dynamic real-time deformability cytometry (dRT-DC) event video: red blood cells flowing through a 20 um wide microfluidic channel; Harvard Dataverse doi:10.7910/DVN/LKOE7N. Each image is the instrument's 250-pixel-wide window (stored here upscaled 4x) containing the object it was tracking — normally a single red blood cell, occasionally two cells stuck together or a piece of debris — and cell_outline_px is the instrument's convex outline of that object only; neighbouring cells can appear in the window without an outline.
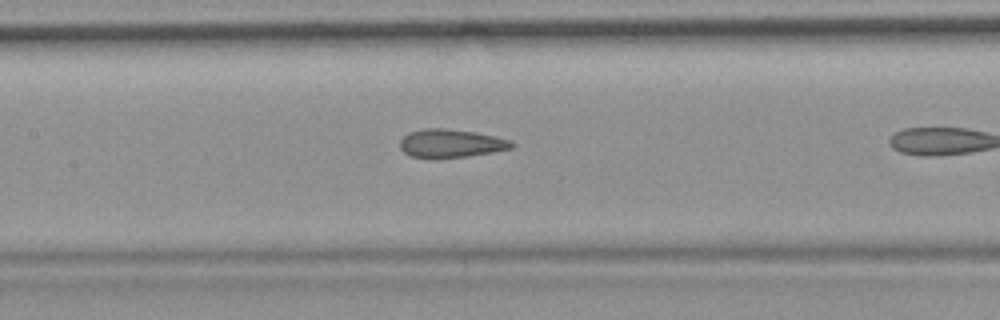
{"species": "common noctule bat (a hibernating species)", "species_latin": "Nyctalus noctula", "temperature_condition": "room temperature", "stored_images_in_passage": 18, "camera_frame_rate_fps": 3000, "um_per_image_px": 0.085, "animal": {"sex": "female", "body_mass_g": 19.9}, "frame": {"image": 1, "passage_image": 13, "time_ms": 4.0, "image_size_px": [1000, 320], "cell_outline_px": [[516, 144], [512, 148], [492, 152], [468, 156], [432, 160], [412, 156], [404, 152], [400, 148], [400, 140], [408, 132], [424, 128], [444, 128], [476, 132], [496, 136], [512, 140]], "centroid_in_image_um": [38.32, 12.2], "position_along_channel_um": 169.1, "area_um2": 18.9}}